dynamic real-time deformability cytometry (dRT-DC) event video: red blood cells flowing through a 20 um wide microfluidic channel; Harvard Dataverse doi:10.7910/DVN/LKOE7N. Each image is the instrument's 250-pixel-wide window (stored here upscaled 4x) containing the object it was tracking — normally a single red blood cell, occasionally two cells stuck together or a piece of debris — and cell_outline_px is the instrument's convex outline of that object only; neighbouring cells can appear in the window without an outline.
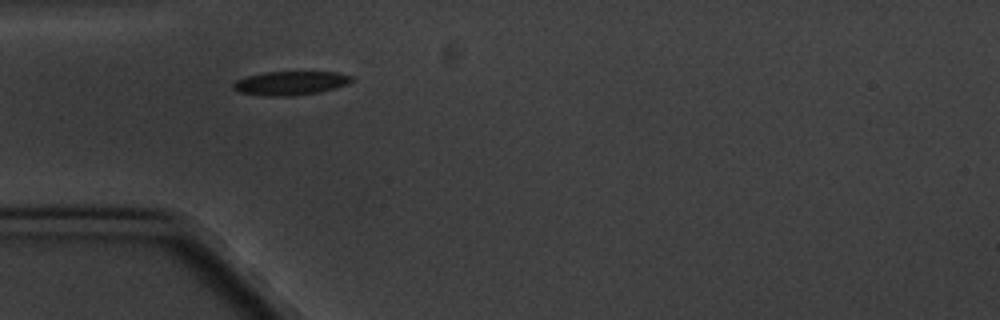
{"species": "common noctule bat (a hibernating species)", "species_latin": "Nyctalus noctula", "temperature_condition": "cold", "stored_images_in_passage": 2, "camera_frame_rate_fps": 3000, "um_per_image_px": 0.085, "animal": {"sex": "male", "body_mass_g": 20.1, "forearm_length_mm": 53.5}, "frame": {"image": 1, "passage_image": 1, "time_ms": 0.0, "image_size_px": [1000, 320], "cell_outline_px": [[352, 80], [348, 84], [336, 88], [320, 92], [292, 96], [268, 96], [236, 92], [232, 88], [232, 84], [236, 80], [244, 76], [264, 72], [336, 72], [352, 76]], "centroid_in_image_um": [24.64, 7.07], "position_along_channel_um": 60.4, "area_um2": 16.65}}